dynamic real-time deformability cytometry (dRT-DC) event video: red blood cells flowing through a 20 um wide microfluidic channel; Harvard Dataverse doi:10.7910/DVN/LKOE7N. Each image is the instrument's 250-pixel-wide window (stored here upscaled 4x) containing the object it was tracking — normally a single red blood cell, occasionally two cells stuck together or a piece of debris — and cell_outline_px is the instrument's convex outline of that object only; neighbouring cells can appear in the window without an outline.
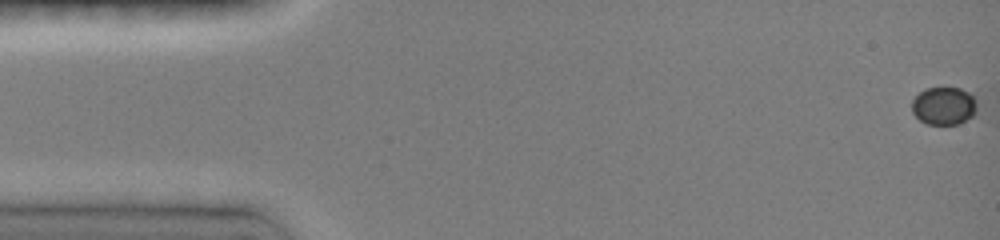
{"species": "common noctule bat (a hibernating species)", "species_latin": "Nyctalus noctula", "temperature_condition": "room temperature", "stored_images_in_passage": 3, "camera_frame_rate_fps": 3000, "um_per_image_px": 0.085, "animal": {"sex": "female", "body_mass_g": 19.0, "forearm_length_mm": 51.5}, "frame": {"image": 1, "passage_image": 1, "time_ms": 0.0, "image_size_px": [1000, 240], "cell_outline_px": [[976, 112], [972, 116], [956, 124], [928, 124], [920, 120], [912, 112], [912, 100], [924, 88], [960, 88], [976, 96]], "centroid_in_image_um": [80.23, 8.98], "position_along_channel_um": 4.8, "area_um2": 14.33}}